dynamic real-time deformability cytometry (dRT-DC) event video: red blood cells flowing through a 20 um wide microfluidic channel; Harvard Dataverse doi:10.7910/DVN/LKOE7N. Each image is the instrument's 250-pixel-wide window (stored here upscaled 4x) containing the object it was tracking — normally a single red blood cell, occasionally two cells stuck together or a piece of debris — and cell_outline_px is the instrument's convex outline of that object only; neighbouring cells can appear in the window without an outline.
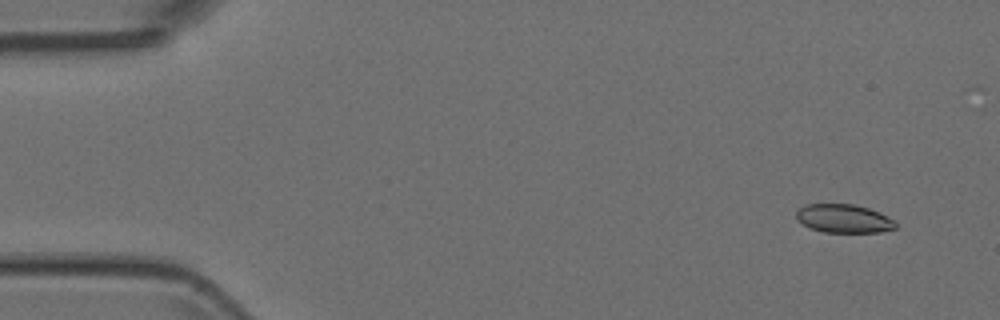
{"species": "Egyptian fruit bat (a non-hibernating species)", "species_latin": "Rousettus aegyptiacus", "temperature_condition": "room temperature", "stored_images_in_passage": 10, "camera_frame_rate_fps": 3000, "um_per_image_px": 0.085, "animal": {"sex": "female"}, "frame": {"image": 1, "passage_image": 1, "time_ms": 0.0, "image_size_px": [1000, 320], "cell_outline_px": [[896, 228], [880, 232], [824, 232], [812, 228], [796, 220], [796, 212], [804, 204], [856, 204], [880, 212], [892, 220], [896, 224]], "centroid_in_image_um": [71.71, 18.57], "position_along_channel_um": 13.3, "area_um2": 16.42}}
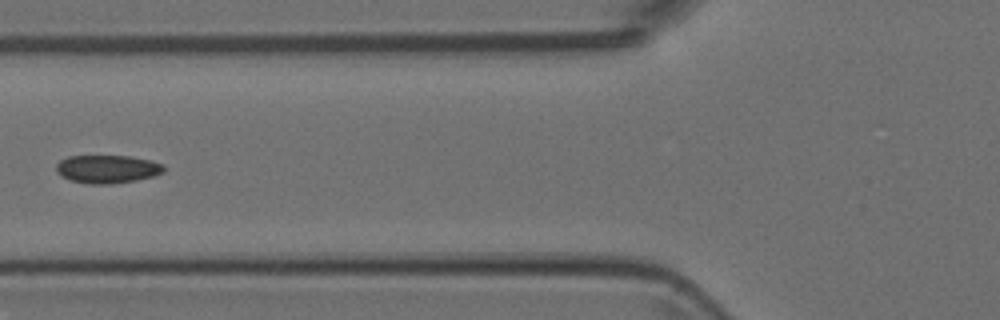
{"frame": {"image": 2, "passage_image": 6, "time_ms": 1.667, "image_size_px": [1000, 320], "cell_outline_px": [[164, 172], [152, 176], [136, 180], [108, 184], [88, 184], [72, 180], [60, 176], [56, 172], [56, 164], [60, 160], [68, 156], [128, 156], [152, 160], [164, 164]], "centroid_in_image_um": [9.11, 14.36], "position_along_channel_um": 116.7, "area_um2": 17.69}}
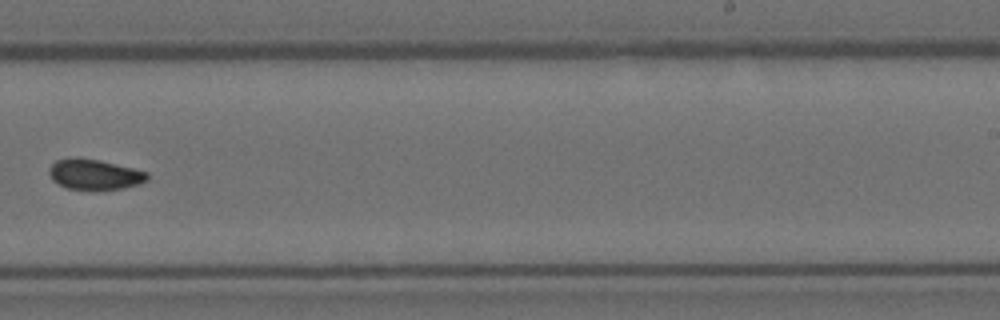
{"frame": {"image": 3, "passage_image": 10, "time_ms": 3.0, "image_size_px": [1000, 320], "cell_outline_px": [[148, 180], [140, 184], [124, 188], [96, 192], [92, 192], [68, 188], [52, 180], [48, 172], [48, 168], [56, 160], [72, 156], [76, 156], [100, 160], [148, 172]], "centroid_in_image_um": [8.02, 14.84], "position_along_channel_um": 281.0, "area_um2": 18.09}}